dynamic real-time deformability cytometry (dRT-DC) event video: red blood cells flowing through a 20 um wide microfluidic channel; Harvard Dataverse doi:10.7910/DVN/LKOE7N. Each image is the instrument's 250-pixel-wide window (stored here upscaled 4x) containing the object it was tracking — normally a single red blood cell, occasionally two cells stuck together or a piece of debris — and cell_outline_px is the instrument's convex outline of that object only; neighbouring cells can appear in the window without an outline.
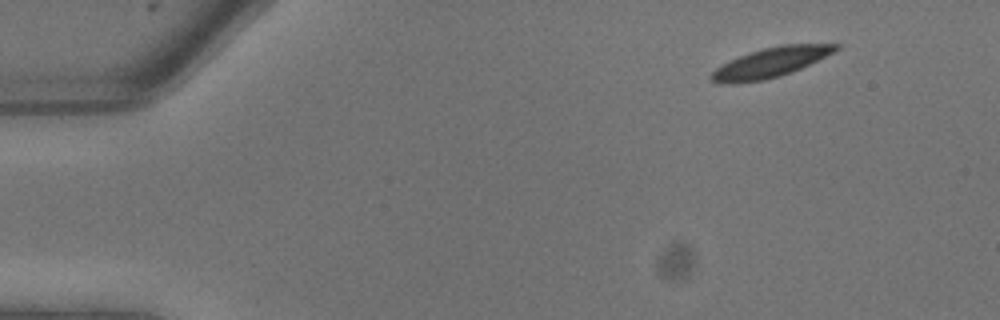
{"species": "common noctule bat (a hibernating species)", "species_latin": "Nyctalus noctula", "temperature_condition": "warm", "stored_images_in_passage": 10, "camera_frame_rate_fps": 3000, "um_per_image_px": 0.085, "animal": {"sex": "male", "body_mass_g": 13.3}, "frame": {"image": 1, "passage_image": 1, "time_ms": 0.0, "image_size_px": [1000, 320], "cell_outline_px": [[840, 48], [792, 72], [780, 76], [764, 80], [732, 84], [712, 80], [712, 72], [716, 68], [740, 56], [764, 48], [784, 44], [840, 44]], "centroid_in_image_um": [65.52, 5.31], "position_along_channel_um": 19.5, "area_um2": 20.81}}
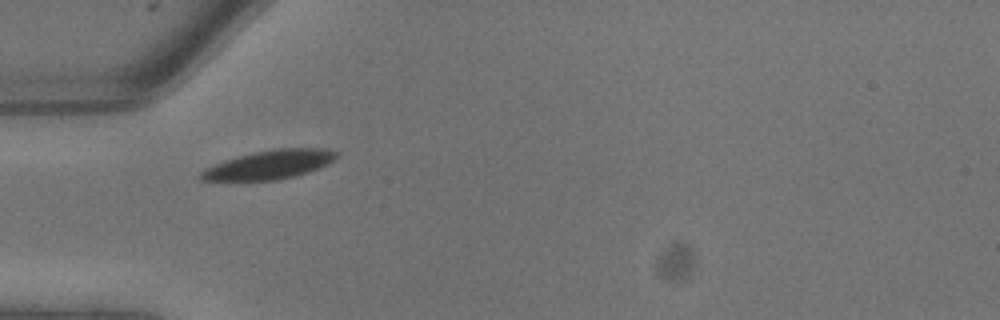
{"frame": {"image": 2, "passage_image": 6, "time_ms": 1.667, "image_size_px": [1000, 320], "cell_outline_px": [[336, 156], [328, 164], [308, 172], [296, 176], [280, 180], [200, 180], [200, 172], [204, 168], [224, 160], [252, 152], [276, 148], [320, 148], [336, 152]], "centroid_in_image_um": [22.87, 14.0], "position_along_channel_um": 62.1, "area_um2": 22.66}}
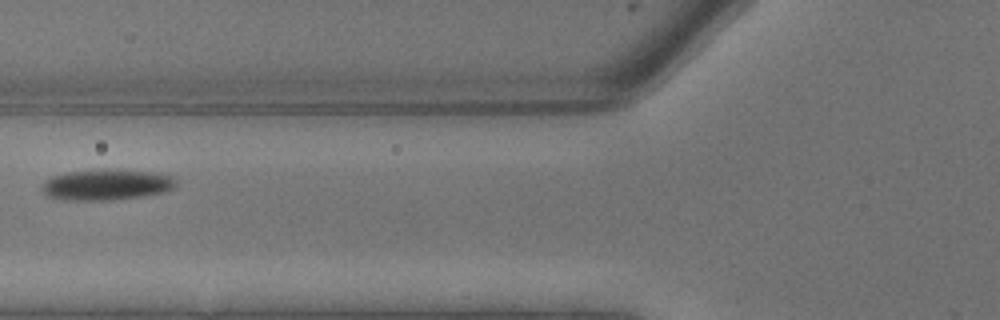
{"frame": {"image": 3, "passage_image": 8, "time_ms": 2.333, "image_size_px": [1000, 320], "cell_outline_px": [[176, 184], [172, 188], [160, 192], [140, 196], [104, 200], [72, 200], [48, 196], [44, 192], [44, 180], [52, 176], [68, 172], [104, 168], [112, 168], [160, 172], [172, 176], [176, 180]], "centroid_in_image_um": [9.09, 15.65], "position_along_channel_um": 116.7, "area_um2": 24.04}}